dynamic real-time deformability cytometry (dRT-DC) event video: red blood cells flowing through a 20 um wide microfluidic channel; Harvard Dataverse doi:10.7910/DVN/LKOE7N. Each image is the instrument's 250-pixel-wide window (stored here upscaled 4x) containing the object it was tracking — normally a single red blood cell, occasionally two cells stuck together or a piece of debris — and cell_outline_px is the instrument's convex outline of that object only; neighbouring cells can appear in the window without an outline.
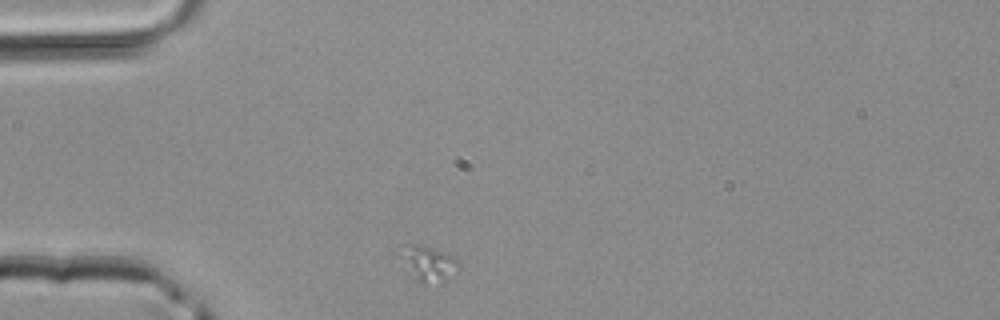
{"species": "common noctule bat (a hibernating species)", "species_latin": "Nyctalus noctula", "temperature_condition": "room temperature", "stored_images_in_passage": 2, "camera_frame_rate_fps": 3000, "um_per_image_px": 0.085, "animal": {"sex": "male", "body_mass_g": 20.4}, "frame": {"image": 1, "passage_image": 1, "time_ms": 0.0, "image_size_px": [1000, 320], "cell_outline_px": [[460, 272], [444, 284], [420, 284], [412, 280], [404, 272], [392, 256], [392, 252], [404, 244], [424, 244], [448, 252], [456, 256], [460, 260]], "centroid_in_image_um": [36.28, 22.41], "position_along_channel_um": 48.7, "area_um2": 14.62}}